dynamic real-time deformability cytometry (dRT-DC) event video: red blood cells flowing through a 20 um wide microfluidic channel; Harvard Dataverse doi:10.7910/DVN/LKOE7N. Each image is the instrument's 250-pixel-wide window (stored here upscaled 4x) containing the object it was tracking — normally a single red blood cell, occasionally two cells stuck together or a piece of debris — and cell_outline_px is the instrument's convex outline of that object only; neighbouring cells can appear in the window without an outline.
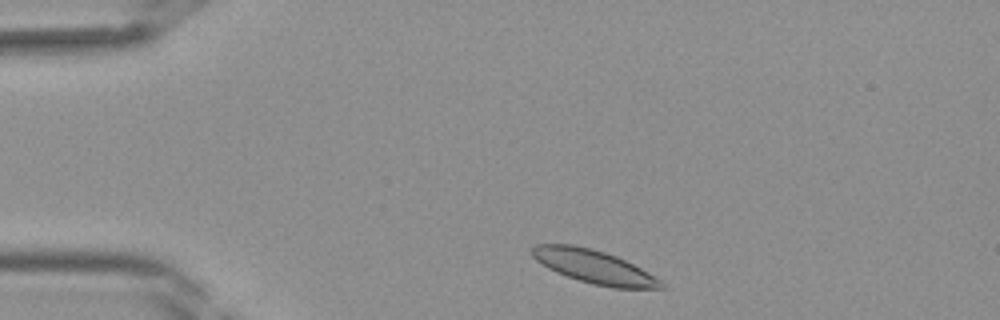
{"species": "Egyptian fruit bat (a non-hibernating species)", "species_latin": "Rousettus aegyptiacus", "temperature_condition": "room temperature", "stored_images_in_passage": 35, "camera_frame_rate_fps": 3000, "um_per_image_px": 0.085, "frame": {"image": 1, "passage_image": 2, "time_ms": 0.333, "image_size_px": [1000, 320], "cell_outline_px": [[664, 288], [612, 288], [592, 284], [556, 272], [548, 268], [536, 260], [532, 256], [532, 248], [536, 244], [572, 244], [592, 248], [616, 256], [648, 272], [660, 280], [664, 284]], "centroid_in_image_um": [50.47, 22.66], "position_along_channel_um": 34.5, "area_um2": 24.85}}
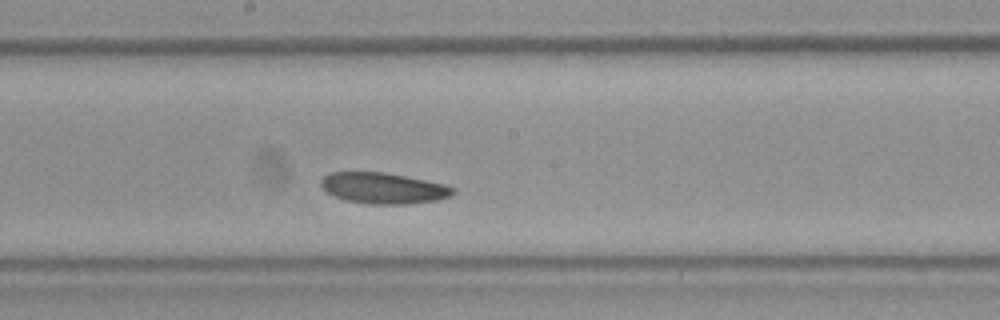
{"frame": {"image": 2, "passage_image": 16, "time_ms": 5.0, "image_size_px": [1000, 320], "cell_outline_px": [[456, 192], [452, 196], [436, 200], [404, 204], [372, 204], [348, 200], [336, 196], [328, 192], [320, 184], [320, 180], [324, 176], [332, 172], [384, 172], [444, 184], [456, 188]], "centroid_in_image_um": [32.62, 15.99], "position_along_channel_um": 215.6, "area_um2": 23.52}}
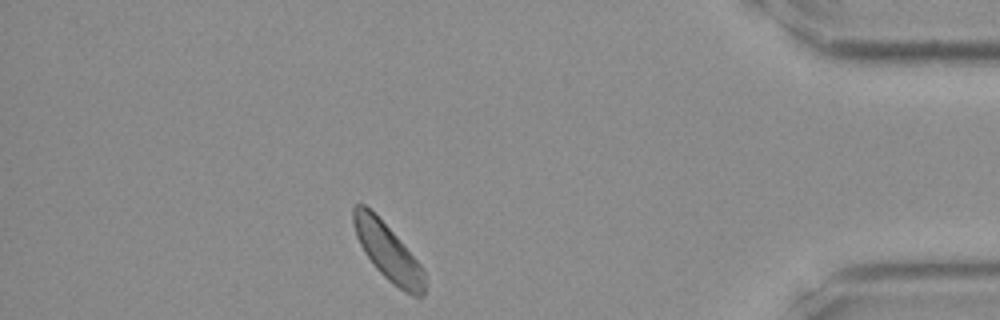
{"frame": {"image": 3, "passage_image": 30, "time_ms": 9.667, "image_size_px": [1000, 320], "cell_outline_px": [[428, 280], [424, 296], [412, 296], [392, 284], [372, 264], [364, 252], [356, 236], [352, 224], [352, 208], [356, 204], [364, 204], [396, 236], [424, 268]], "centroid_in_image_um": [33.01, 21.48], "position_along_channel_um": 402.2, "area_um2": 23.64}}